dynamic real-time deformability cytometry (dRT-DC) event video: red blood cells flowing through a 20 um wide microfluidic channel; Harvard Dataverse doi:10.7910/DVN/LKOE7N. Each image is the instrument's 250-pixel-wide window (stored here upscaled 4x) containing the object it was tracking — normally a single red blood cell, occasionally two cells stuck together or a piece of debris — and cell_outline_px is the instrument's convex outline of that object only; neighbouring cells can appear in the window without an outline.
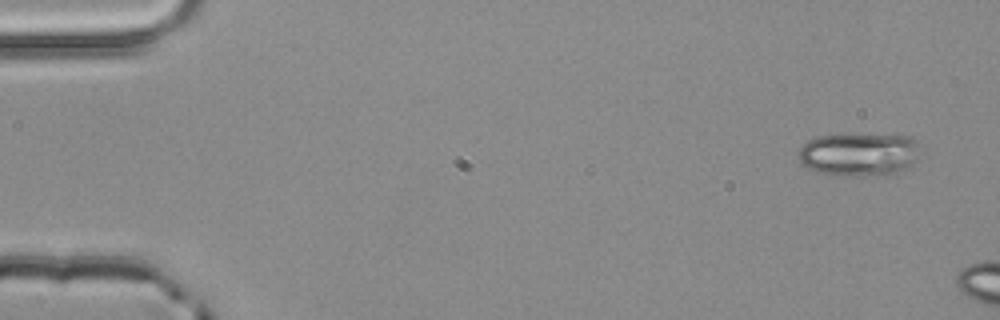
{"species": "common noctule bat (a hibernating species)", "species_latin": "Nyctalus noctula", "temperature_condition": "room temperature", "stored_images_in_passage": 3, "camera_frame_rate_fps": 3000, "um_per_image_px": 0.085, "animal": {"sex": "male", "body_mass_g": 20.4}, "frame": {"image": 1, "passage_image": 1, "time_ms": 0.0, "image_size_px": [1000, 320], "cell_outline_px": [[924, 144], [916, 160], [912, 164], [896, 172], [884, 176], [832, 176], [816, 172], [808, 168], [800, 160], [800, 148], [808, 140], [816, 136], [844, 132], [848, 132], [908, 136]], "centroid_in_image_um": [73.06, 13.09], "position_along_channel_um": 11.9, "area_um2": 32.02}}